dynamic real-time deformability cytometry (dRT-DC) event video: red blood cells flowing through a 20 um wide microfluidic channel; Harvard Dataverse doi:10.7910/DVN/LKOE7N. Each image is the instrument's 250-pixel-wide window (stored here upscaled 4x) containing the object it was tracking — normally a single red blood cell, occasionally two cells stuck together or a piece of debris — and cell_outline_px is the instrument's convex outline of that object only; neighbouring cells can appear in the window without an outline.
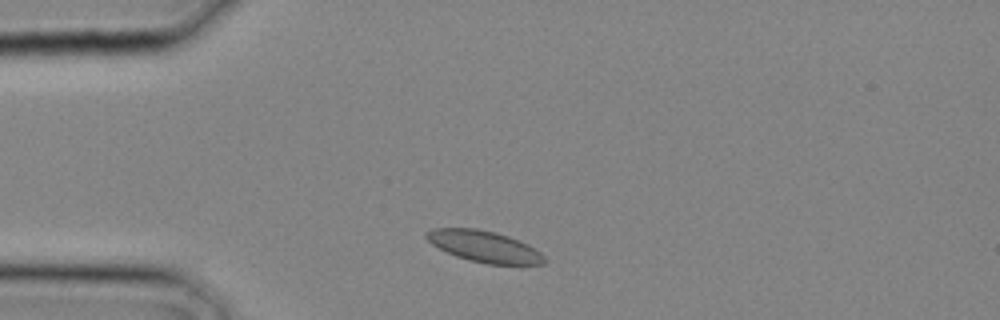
{"species": "common noctule bat (a hibernating species)", "species_latin": "Nyctalus noctula", "temperature_condition": "cold", "stored_images_in_passage": 24, "camera_frame_rate_fps": 3000, "um_per_image_px": 0.085, "animal": {"sex": "male", "body_mass_g": 20.4}, "frame": {"image": 1, "passage_image": 3, "time_ms": 0.667, "image_size_px": [1000, 320], "cell_outline_px": [[548, 260], [544, 264], [488, 264], [468, 260], [456, 256], [432, 244], [424, 236], [424, 232], [432, 228], [476, 228], [496, 232], [508, 236], [528, 244], [540, 252]], "centroid_in_image_um": [41.16, 20.94], "position_along_channel_um": 43.8, "area_um2": 21.56}}
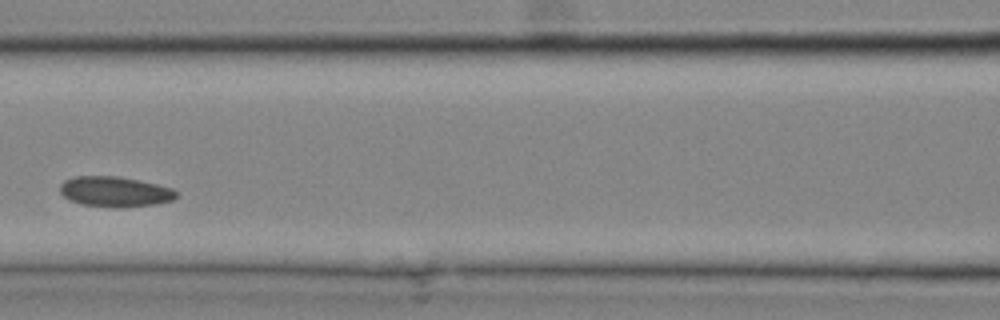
{"frame": {"image": 2, "passage_image": 9, "time_ms": 2.667, "image_size_px": [1000, 320], "cell_outline_px": [[176, 196], [172, 200], [156, 204], [116, 208], [80, 204], [68, 200], [60, 192], [60, 184], [64, 180], [76, 176], [116, 176], [140, 180], [172, 188], [176, 192]], "centroid_in_image_um": [9.73, 16.29], "position_along_channel_um": 156.9, "area_um2": 20.58}}
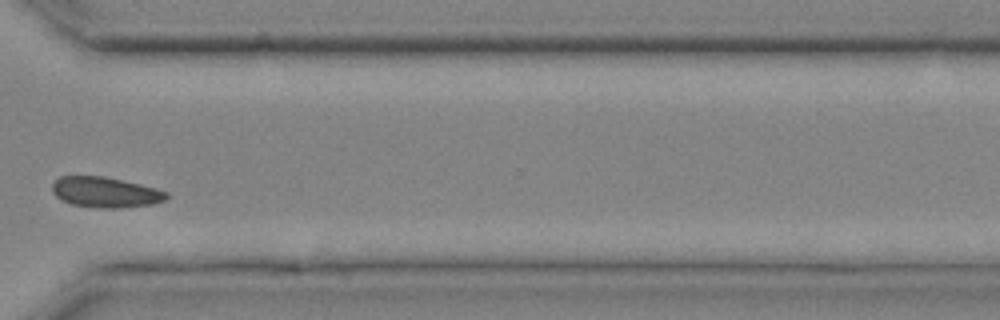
{"frame": {"image": 3, "passage_image": 18, "time_ms": 5.667, "image_size_px": [1000, 320], "cell_outline_px": [[168, 200], [152, 204], [120, 208], [100, 208], [72, 204], [60, 200], [52, 192], [52, 184], [60, 176], [104, 176], [140, 184], [156, 188], [168, 192]], "centroid_in_image_um": [8.97, 16.34], "position_along_channel_um": 361.6, "area_um2": 20.4}}